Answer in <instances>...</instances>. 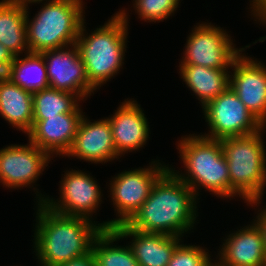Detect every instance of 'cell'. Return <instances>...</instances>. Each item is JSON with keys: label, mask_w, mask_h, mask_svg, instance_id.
<instances>
[{"label": "cell", "mask_w": 266, "mask_h": 266, "mask_svg": "<svg viewBox=\"0 0 266 266\" xmlns=\"http://www.w3.org/2000/svg\"><path fill=\"white\" fill-rule=\"evenodd\" d=\"M193 190L169 168L153 185L149 197L126 222L137 231L183 237L196 224L199 210Z\"/></svg>", "instance_id": "obj_1"}, {"label": "cell", "mask_w": 266, "mask_h": 266, "mask_svg": "<svg viewBox=\"0 0 266 266\" xmlns=\"http://www.w3.org/2000/svg\"><path fill=\"white\" fill-rule=\"evenodd\" d=\"M107 222L57 214L37 204L34 252L40 265L60 266L91 251L94 238Z\"/></svg>", "instance_id": "obj_2"}, {"label": "cell", "mask_w": 266, "mask_h": 266, "mask_svg": "<svg viewBox=\"0 0 266 266\" xmlns=\"http://www.w3.org/2000/svg\"><path fill=\"white\" fill-rule=\"evenodd\" d=\"M113 15L91 34L86 31L84 20L75 42L89 83L96 90L118 74L124 65L129 16L125 9Z\"/></svg>", "instance_id": "obj_3"}, {"label": "cell", "mask_w": 266, "mask_h": 266, "mask_svg": "<svg viewBox=\"0 0 266 266\" xmlns=\"http://www.w3.org/2000/svg\"><path fill=\"white\" fill-rule=\"evenodd\" d=\"M177 143L185 173L172 167L169 169L193 190L197 198L201 188L221 199L230 198V177L221 140L189 134Z\"/></svg>", "instance_id": "obj_4"}, {"label": "cell", "mask_w": 266, "mask_h": 266, "mask_svg": "<svg viewBox=\"0 0 266 266\" xmlns=\"http://www.w3.org/2000/svg\"><path fill=\"white\" fill-rule=\"evenodd\" d=\"M265 128L251 135L221 140L230 177L229 200L238 196L256 208L262 203L266 188V147L262 139Z\"/></svg>", "instance_id": "obj_5"}, {"label": "cell", "mask_w": 266, "mask_h": 266, "mask_svg": "<svg viewBox=\"0 0 266 266\" xmlns=\"http://www.w3.org/2000/svg\"><path fill=\"white\" fill-rule=\"evenodd\" d=\"M43 5L32 19L26 7L29 51L41 53L75 44L85 20L83 0H47Z\"/></svg>", "instance_id": "obj_6"}, {"label": "cell", "mask_w": 266, "mask_h": 266, "mask_svg": "<svg viewBox=\"0 0 266 266\" xmlns=\"http://www.w3.org/2000/svg\"><path fill=\"white\" fill-rule=\"evenodd\" d=\"M64 172V177L59 182L60 198L55 200L34 188L36 201L57 214L85 218L97 224L92 216L103 202V194L96 178L82 170L72 169Z\"/></svg>", "instance_id": "obj_7"}, {"label": "cell", "mask_w": 266, "mask_h": 266, "mask_svg": "<svg viewBox=\"0 0 266 266\" xmlns=\"http://www.w3.org/2000/svg\"><path fill=\"white\" fill-rule=\"evenodd\" d=\"M146 167L133 170L131 168L111 178L109 192L118 216L116 215V219L106 221L107 229L126 223L134 215L149 197L153 185L169 165L153 160Z\"/></svg>", "instance_id": "obj_8"}, {"label": "cell", "mask_w": 266, "mask_h": 266, "mask_svg": "<svg viewBox=\"0 0 266 266\" xmlns=\"http://www.w3.org/2000/svg\"><path fill=\"white\" fill-rule=\"evenodd\" d=\"M228 33L223 28L211 25V23L197 24L187 37L184 55L179 64L231 69L233 61L243 51L250 48V45L236 48Z\"/></svg>", "instance_id": "obj_9"}, {"label": "cell", "mask_w": 266, "mask_h": 266, "mask_svg": "<svg viewBox=\"0 0 266 266\" xmlns=\"http://www.w3.org/2000/svg\"><path fill=\"white\" fill-rule=\"evenodd\" d=\"M202 110L210 133L201 136L209 139L247 136L259 132L264 127L230 86L202 107Z\"/></svg>", "instance_id": "obj_10"}, {"label": "cell", "mask_w": 266, "mask_h": 266, "mask_svg": "<svg viewBox=\"0 0 266 266\" xmlns=\"http://www.w3.org/2000/svg\"><path fill=\"white\" fill-rule=\"evenodd\" d=\"M52 157L29 141L0 149V183L3 187L21 189L33 187Z\"/></svg>", "instance_id": "obj_11"}, {"label": "cell", "mask_w": 266, "mask_h": 266, "mask_svg": "<svg viewBox=\"0 0 266 266\" xmlns=\"http://www.w3.org/2000/svg\"><path fill=\"white\" fill-rule=\"evenodd\" d=\"M45 60L49 87L73 93L82 101L96 89L89 83L85 66L75 44L41 52Z\"/></svg>", "instance_id": "obj_12"}, {"label": "cell", "mask_w": 266, "mask_h": 266, "mask_svg": "<svg viewBox=\"0 0 266 266\" xmlns=\"http://www.w3.org/2000/svg\"><path fill=\"white\" fill-rule=\"evenodd\" d=\"M254 59L242 52L233 61L229 86L266 127V66Z\"/></svg>", "instance_id": "obj_13"}, {"label": "cell", "mask_w": 266, "mask_h": 266, "mask_svg": "<svg viewBox=\"0 0 266 266\" xmlns=\"http://www.w3.org/2000/svg\"><path fill=\"white\" fill-rule=\"evenodd\" d=\"M84 114L80 106L72 113H61L47 119H33V128L27 133L28 140L52 158L55 155L65 156L74 142Z\"/></svg>", "instance_id": "obj_14"}, {"label": "cell", "mask_w": 266, "mask_h": 266, "mask_svg": "<svg viewBox=\"0 0 266 266\" xmlns=\"http://www.w3.org/2000/svg\"><path fill=\"white\" fill-rule=\"evenodd\" d=\"M90 121L85 115L82 117L74 142L65 156L95 164L119 159L108 118Z\"/></svg>", "instance_id": "obj_15"}, {"label": "cell", "mask_w": 266, "mask_h": 266, "mask_svg": "<svg viewBox=\"0 0 266 266\" xmlns=\"http://www.w3.org/2000/svg\"><path fill=\"white\" fill-rule=\"evenodd\" d=\"M107 118L116 152L120 157L144 147L150 134L149 122L136 100L125 99L115 113Z\"/></svg>", "instance_id": "obj_16"}, {"label": "cell", "mask_w": 266, "mask_h": 266, "mask_svg": "<svg viewBox=\"0 0 266 266\" xmlns=\"http://www.w3.org/2000/svg\"><path fill=\"white\" fill-rule=\"evenodd\" d=\"M251 223L223 239L215 257L223 266H266L262 232L254 221Z\"/></svg>", "instance_id": "obj_17"}, {"label": "cell", "mask_w": 266, "mask_h": 266, "mask_svg": "<svg viewBox=\"0 0 266 266\" xmlns=\"http://www.w3.org/2000/svg\"><path fill=\"white\" fill-rule=\"evenodd\" d=\"M114 229L122 238H132L128 244L139 266H167L176 246L182 241L181 237L140 232L126 223L116 225Z\"/></svg>", "instance_id": "obj_18"}, {"label": "cell", "mask_w": 266, "mask_h": 266, "mask_svg": "<svg viewBox=\"0 0 266 266\" xmlns=\"http://www.w3.org/2000/svg\"><path fill=\"white\" fill-rule=\"evenodd\" d=\"M0 116L25 134L33 128L32 93L16 85L5 75L0 76Z\"/></svg>", "instance_id": "obj_19"}, {"label": "cell", "mask_w": 266, "mask_h": 266, "mask_svg": "<svg viewBox=\"0 0 266 266\" xmlns=\"http://www.w3.org/2000/svg\"><path fill=\"white\" fill-rule=\"evenodd\" d=\"M181 79L204 107L230 85L229 69H213L199 65L179 64ZM229 70V71H228Z\"/></svg>", "instance_id": "obj_20"}, {"label": "cell", "mask_w": 266, "mask_h": 266, "mask_svg": "<svg viewBox=\"0 0 266 266\" xmlns=\"http://www.w3.org/2000/svg\"><path fill=\"white\" fill-rule=\"evenodd\" d=\"M27 8L11 0L0 1V43L14 56L29 53L26 27Z\"/></svg>", "instance_id": "obj_21"}, {"label": "cell", "mask_w": 266, "mask_h": 266, "mask_svg": "<svg viewBox=\"0 0 266 266\" xmlns=\"http://www.w3.org/2000/svg\"><path fill=\"white\" fill-rule=\"evenodd\" d=\"M15 56L6 73L13 83L31 93L49 88L45 60L41 53L29 52Z\"/></svg>", "instance_id": "obj_22"}, {"label": "cell", "mask_w": 266, "mask_h": 266, "mask_svg": "<svg viewBox=\"0 0 266 266\" xmlns=\"http://www.w3.org/2000/svg\"><path fill=\"white\" fill-rule=\"evenodd\" d=\"M119 240L123 238L114 228L98 233L91 245L96 266H139L129 244L125 247L115 245Z\"/></svg>", "instance_id": "obj_23"}, {"label": "cell", "mask_w": 266, "mask_h": 266, "mask_svg": "<svg viewBox=\"0 0 266 266\" xmlns=\"http://www.w3.org/2000/svg\"><path fill=\"white\" fill-rule=\"evenodd\" d=\"M33 119H47L61 113L75 112L81 98L73 93L46 88L32 93Z\"/></svg>", "instance_id": "obj_24"}, {"label": "cell", "mask_w": 266, "mask_h": 266, "mask_svg": "<svg viewBox=\"0 0 266 266\" xmlns=\"http://www.w3.org/2000/svg\"><path fill=\"white\" fill-rule=\"evenodd\" d=\"M133 8L144 22L159 23L175 14L180 0H133Z\"/></svg>", "instance_id": "obj_25"}, {"label": "cell", "mask_w": 266, "mask_h": 266, "mask_svg": "<svg viewBox=\"0 0 266 266\" xmlns=\"http://www.w3.org/2000/svg\"><path fill=\"white\" fill-rule=\"evenodd\" d=\"M182 242L176 246L167 266H207L211 262L209 250Z\"/></svg>", "instance_id": "obj_26"}, {"label": "cell", "mask_w": 266, "mask_h": 266, "mask_svg": "<svg viewBox=\"0 0 266 266\" xmlns=\"http://www.w3.org/2000/svg\"><path fill=\"white\" fill-rule=\"evenodd\" d=\"M251 15L262 25H266V0H252L250 1ZM258 19V20H257Z\"/></svg>", "instance_id": "obj_27"}, {"label": "cell", "mask_w": 266, "mask_h": 266, "mask_svg": "<svg viewBox=\"0 0 266 266\" xmlns=\"http://www.w3.org/2000/svg\"><path fill=\"white\" fill-rule=\"evenodd\" d=\"M14 57L15 56L0 43V76L6 75Z\"/></svg>", "instance_id": "obj_28"}, {"label": "cell", "mask_w": 266, "mask_h": 266, "mask_svg": "<svg viewBox=\"0 0 266 266\" xmlns=\"http://www.w3.org/2000/svg\"><path fill=\"white\" fill-rule=\"evenodd\" d=\"M60 266H96V264L92 251H90L89 253L73 258Z\"/></svg>", "instance_id": "obj_29"}, {"label": "cell", "mask_w": 266, "mask_h": 266, "mask_svg": "<svg viewBox=\"0 0 266 266\" xmlns=\"http://www.w3.org/2000/svg\"><path fill=\"white\" fill-rule=\"evenodd\" d=\"M258 211H257L256 219H254V222L259 226L262 232L265 253H266V208L263 207V209L261 208V210H258Z\"/></svg>", "instance_id": "obj_30"}, {"label": "cell", "mask_w": 266, "mask_h": 266, "mask_svg": "<svg viewBox=\"0 0 266 266\" xmlns=\"http://www.w3.org/2000/svg\"><path fill=\"white\" fill-rule=\"evenodd\" d=\"M11 1H13V2H15L17 4H20V5L24 6V7H28V5H30L31 3L32 4H34V3L39 4V3H42L45 0H11Z\"/></svg>", "instance_id": "obj_31"}, {"label": "cell", "mask_w": 266, "mask_h": 266, "mask_svg": "<svg viewBox=\"0 0 266 266\" xmlns=\"http://www.w3.org/2000/svg\"><path fill=\"white\" fill-rule=\"evenodd\" d=\"M212 261L214 260H211V262L207 266H223L217 259L214 261V263Z\"/></svg>", "instance_id": "obj_32"}]
</instances>
